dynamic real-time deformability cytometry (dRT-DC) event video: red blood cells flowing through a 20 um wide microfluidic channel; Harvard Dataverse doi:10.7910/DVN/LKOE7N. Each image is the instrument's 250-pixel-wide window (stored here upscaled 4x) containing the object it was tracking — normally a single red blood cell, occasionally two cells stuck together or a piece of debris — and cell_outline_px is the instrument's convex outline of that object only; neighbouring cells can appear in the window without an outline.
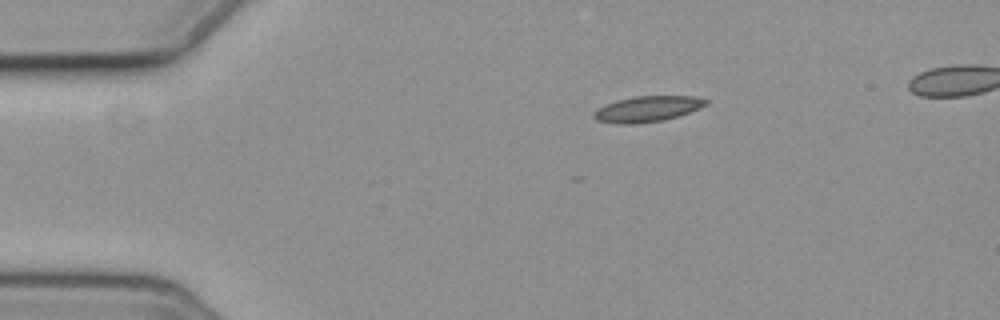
{"species": "common noctule bat (a hibernating species)", "species_latin": "Nyctalus noctula", "temperature_condition": "cold", "stored_images_in_passage": 4, "camera_frame_rate_fps": 3000, "um_per_image_px": 0.085, "animal": {"sex": "female", "body_mass_g": 19.3, "forearm_length_mm": 54.1}, "frame": {"image": 1, "passage_image": 1, "time_ms": 0.0, "image_size_px": [1000, 320], "cell_outline_px": [[708, 104], [688, 112], [664, 120], [636, 124], [616, 124], [596, 120], [592, 116], [592, 112], [596, 108], [604, 104], [616, 100], [636, 96], [696, 96], [708, 100]], "centroid_in_image_um": [54.96, 9.26], "position_along_channel_um": 30.0, "area_um2": 16.94}}
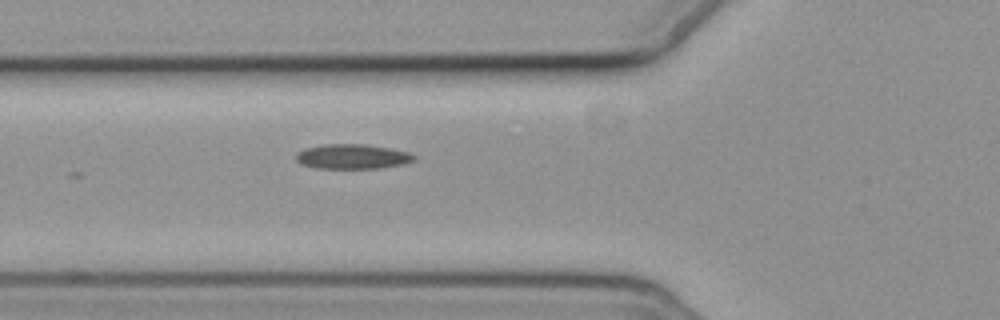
{"frame": {"image": 2, "passage_image": 4, "time_ms": 3.333, "image_size_px": [1000, 320], "cell_outline_px": [[416, 160], [400, 164], [380, 168], [316, 168], [300, 164], [296, 160], [296, 152], [304, 148], [324, 144], [364, 144], [388, 148], [408, 152], [416, 156]], "centroid_in_image_um": [29.9, 13.3], "position_along_channel_um": 95.9, "area_um2": 16.99}}